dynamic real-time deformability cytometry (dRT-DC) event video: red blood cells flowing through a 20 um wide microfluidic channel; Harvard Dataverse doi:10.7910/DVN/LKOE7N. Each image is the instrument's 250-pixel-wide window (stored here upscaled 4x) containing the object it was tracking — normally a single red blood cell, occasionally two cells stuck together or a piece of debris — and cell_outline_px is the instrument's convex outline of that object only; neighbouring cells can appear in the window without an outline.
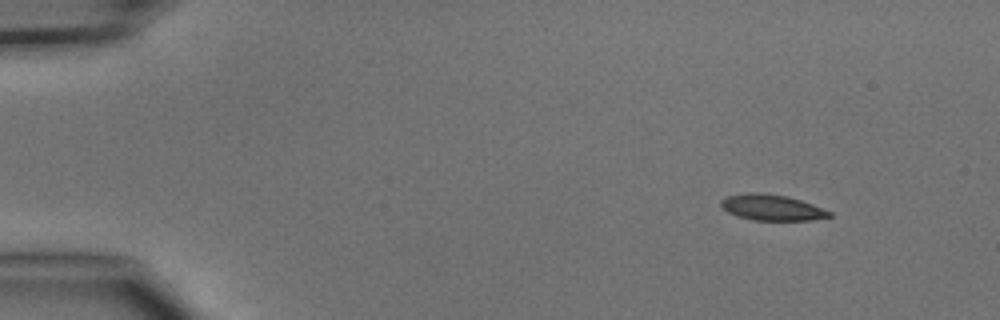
{"species": "common noctule bat (a hibernating species)", "species_latin": "Nyctalus noctula", "temperature_condition": "cold", "stored_images_in_passage": 6, "camera_frame_rate_fps": 3000, "um_per_image_px": 0.085, "animal": {"sex": "male", "body_mass_g": 15.6}, "frame": {"image": 1, "passage_image": 1, "time_ms": 0.0, "image_size_px": [1000, 320], "cell_outline_px": [[832, 216], [812, 220], [752, 220], [736, 216], [728, 212], [720, 204], [720, 200], [724, 196], [744, 192], [760, 192], [788, 196], [812, 204], [832, 212]], "centroid_in_image_um": [65.56, 17.62], "position_along_channel_um": 19.4, "area_um2": 16.53}}
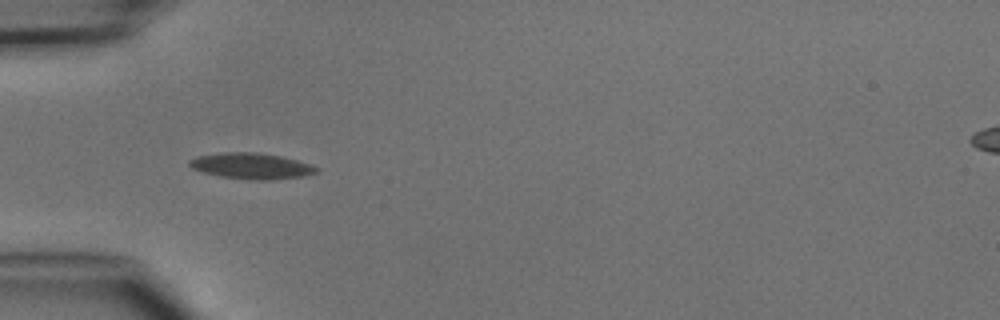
{"frame": {"image": 2, "passage_image": 4, "time_ms": 3.333, "image_size_px": [1000, 320], "cell_outline_px": [[320, 168], [316, 172], [304, 176], [272, 180], [252, 180], [220, 176], [204, 172], [192, 168], [188, 164], [188, 160], [196, 156], [224, 152], [256, 152], [280, 156], [296, 160]], "centroid_in_image_um": [21.35, 14.11], "position_along_channel_um": 63.7, "area_um2": 19.13}}
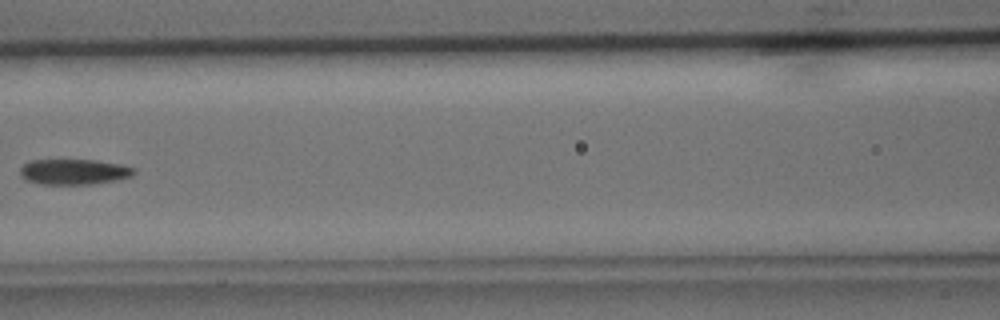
{"frame": {"image": 3, "passage_image": 6, "time_ms": 5.667, "image_size_px": [1000, 320], "cell_outline_px": [[136, 172], [132, 176], [116, 180], [92, 184], [40, 184], [24, 180], [20, 176], [20, 168], [24, 164], [32, 160], [96, 160], [120, 164], [136, 168]], "centroid_in_image_um": [6.28, 14.6], "position_along_channel_um": 160.3, "area_um2": 17.05}}